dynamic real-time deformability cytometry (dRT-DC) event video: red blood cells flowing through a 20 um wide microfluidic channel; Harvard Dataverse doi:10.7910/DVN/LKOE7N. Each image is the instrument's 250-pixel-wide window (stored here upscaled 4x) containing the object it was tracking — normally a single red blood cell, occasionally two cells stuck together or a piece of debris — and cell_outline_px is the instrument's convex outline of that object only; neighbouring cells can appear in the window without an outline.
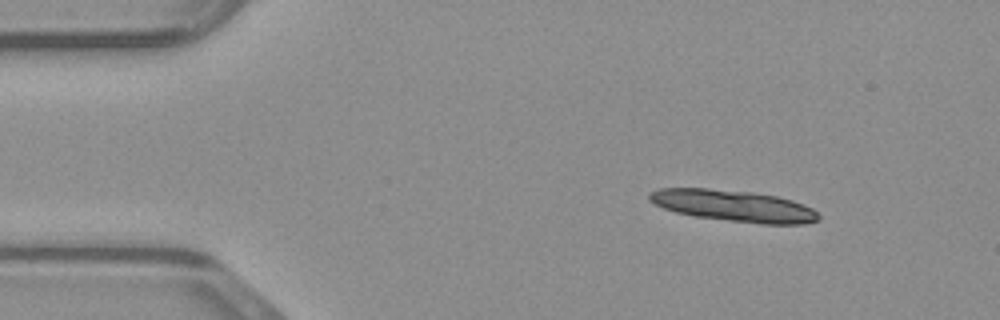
{"species": "common noctule bat (a hibernating species)", "species_latin": "Nyctalus noctula", "temperature_condition": "warm", "stored_images_in_passage": 30, "camera_frame_rate_fps": 3000, "um_per_image_px": 0.085, "animal": {"sex": "male", "body_mass_g": 23.1, "forearm_length_mm": 52.7}, "frame": {"image": 1, "passage_image": 1, "time_ms": 0.0, "image_size_px": [1000, 320], "cell_outline_px": [[820, 220], [804, 224], [760, 224], [696, 216], [676, 212], [664, 208], [648, 200], [648, 192], [660, 188], [708, 188], [752, 192], [776, 196], [792, 200], [804, 204], [812, 208], [820, 216]], "centroid_in_image_um": [62.37, 17.49], "position_along_channel_um": 22.6, "area_um2": 31.04}}
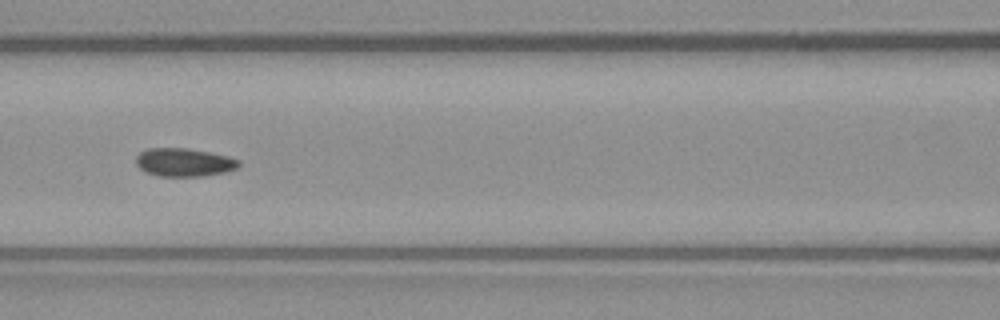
{"frame": {"image": 2, "passage_image": 16, "time_ms": 5.0, "image_size_px": [1000, 320], "cell_outline_px": [[240, 164], [236, 168], [224, 172], [204, 176], [160, 176], [144, 172], [136, 164], [136, 156], [140, 152], [148, 148], [188, 148], [228, 156], [240, 160]], "centroid_in_image_um": [15.62, 13.79], "position_along_channel_um": 151.0, "area_um2": 16.94}}
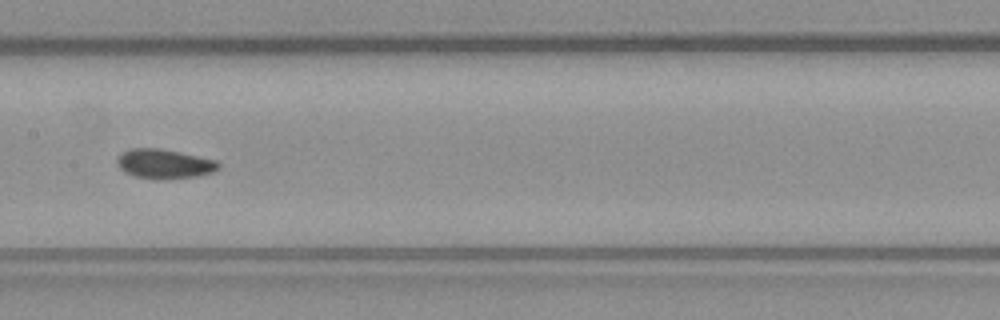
{"frame": {"image": 3, "passage_image": 19, "time_ms": 6.0, "image_size_px": [1000, 320], "cell_outline_px": [[220, 168], [212, 172], [196, 176], [136, 176], [124, 172], [116, 164], [116, 160], [124, 152], [132, 148], [160, 148], [180, 152], [216, 160], [220, 164]], "centroid_in_image_um": [13.97, 13.87], "position_along_channel_um": 193.4, "area_um2": 16.47}}